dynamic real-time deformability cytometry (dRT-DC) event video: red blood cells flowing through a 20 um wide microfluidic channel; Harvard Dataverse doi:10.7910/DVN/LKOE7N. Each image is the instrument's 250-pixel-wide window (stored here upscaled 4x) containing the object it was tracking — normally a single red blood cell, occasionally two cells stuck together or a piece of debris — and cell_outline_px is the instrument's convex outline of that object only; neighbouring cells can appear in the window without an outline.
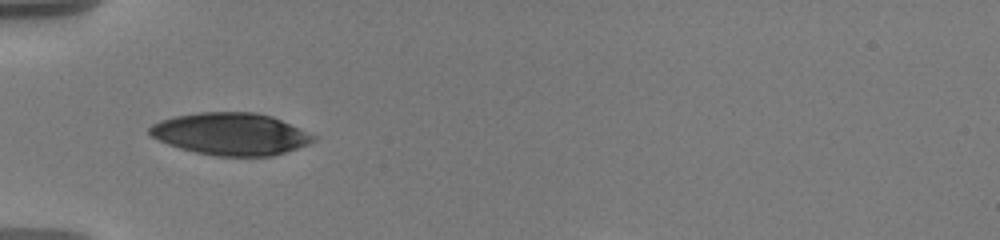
{"species": "human", "species_latin": "Homo sapiens", "temperature_condition": "warm", "stored_images_in_passage": 10, "camera_frame_rate_fps": 3000, "um_per_image_px": 0.085, "donor": {"sex": "male"}, "frame": {"image": 1, "passage_image": 9, "time_ms": 6.0, "image_size_px": [1000, 240], "cell_outline_px": [[316, 140], [308, 144], [272, 156], [216, 156], [196, 152], [180, 148], [168, 144], [152, 136], [148, 132], [148, 128], [152, 124], [160, 120], [176, 116], [200, 112], [256, 112], [272, 116], [316, 136]], "centroid_in_image_um": [19.6, 11.38], "position_along_channel_um": 65.4, "area_um2": 40.0}}
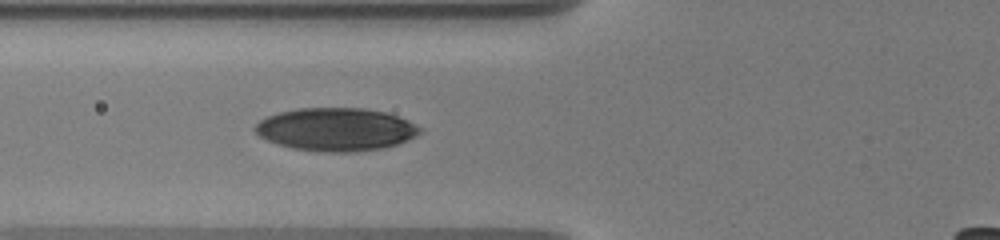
{"frame": {"image": 2, "passage_image": 10, "time_ms": 7.0, "image_size_px": [1000, 240], "cell_outline_px": [[424, 132], [408, 140], [384, 148], [352, 152], [316, 152], [292, 148], [276, 144], [260, 136], [252, 128], [260, 120], [268, 116], [280, 112], [296, 108], [364, 108], [388, 112], [408, 120], [424, 128]], "centroid_in_image_um": [28.59, 11.0], "position_along_channel_um": 97.2, "area_um2": 41.79}}